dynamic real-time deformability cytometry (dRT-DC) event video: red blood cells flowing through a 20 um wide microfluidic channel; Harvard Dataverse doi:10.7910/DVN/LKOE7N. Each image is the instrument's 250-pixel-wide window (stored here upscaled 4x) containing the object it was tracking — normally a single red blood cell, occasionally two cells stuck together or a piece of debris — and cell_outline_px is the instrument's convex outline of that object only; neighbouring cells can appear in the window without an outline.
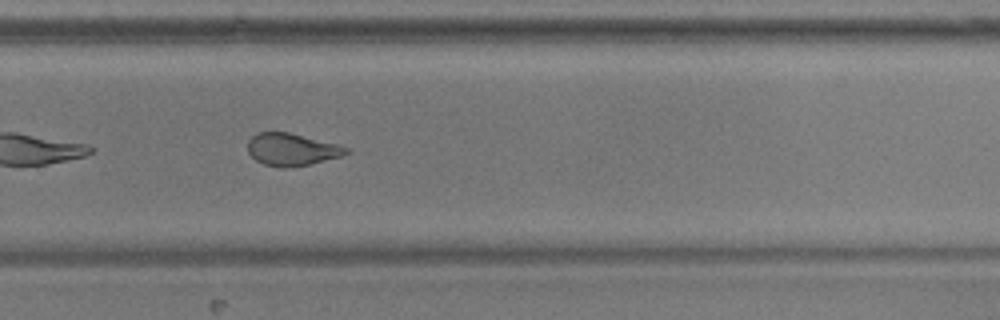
{"species": "common noctule bat (a hibernating species)", "species_latin": "Nyctalus noctula", "temperature_condition": "warm", "stored_images_in_passage": 37, "camera_frame_rate_fps": 3000, "um_per_image_px": 0.085, "animal": {"sex": "male", "body_mass_g": 17.9, "forearm_length_mm": 54.2}, "frame": {"image": 1, "passage_image": 27, "time_ms": 8.667, "image_size_px": [1000, 320], "cell_outline_px": [[352, 152], [344, 156], [308, 164], [284, 168], [280, 168], [264, 164], [256, 160], [248, 152], [248, 140], [256, 132], [288, 132], [336, 144], [348, 148]], "centroid_in_image_um": [24.8, 12.71], "position_along_channel_um": 305.0, "area_um2": 18.5}, "authors_computed_cell_mechanics": {"area_um2": 19.5364, "velocity_mm_per_s": 3.7119, "shape_relaxation_time_tau1_ms": null, "shape_relaxation_time_tau2_ms": 1.5362, "deformation_change_tau1": null, "deformation_change_tau2": 0.085}}